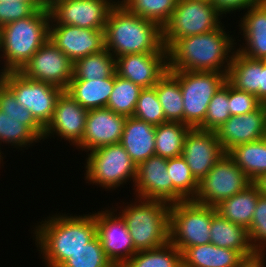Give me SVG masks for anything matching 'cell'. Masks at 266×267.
<instances>
[{
    "label": "cell",
    "instance_id": "6da1fadb",
    "mask_svg": "<svg viewBox=\"0 0 266 267\" xmlns=\"http://www.w3.org/2000/svg\"><path fill=\"white\" fill-rule=\"evenodd\" d=\"M224 28L175 40L167 48L168 70L227 74L237 44Z\"/></svg>",
    "mask_w": 266,
    "mask_h": 267
},
{
    "label": "cell",
    "instance_id": "7a4b0ae2",
    "mask_svg": "<svg viewBox=\"0 0 266 267\" xmlns=\"http://www.w3.org/2000/svg\"><path fill=\"white\" fill-rule=\"evenodd\" d=\"M55 213L35 225L33 237L45 267H60L75 251L96 236L94 212L83 215Z\"/></svg>",
    "mask_w": 266,
    "mask_h": 267
},
{
    "label": "cell",
    "instance_id": "3957f363",
    "mask_svg": "<svg viewBox=\"0 0 266 267\" xmlns=\"http://www.w3.org/2000/svg\"><path fill=\"white\" fill-rule=\"evenodd\" d=\"M104 48L115 58L127 54L167 52L162 42V28L130 12L119 0L107 17Z\"/></svg>",
    "mask_w": 266,
    "mask_h": 267
},
{
    "label": "cell",
    "instance_id": "277c9868",
    "mask_svg": "<svg viewBox=\"0 0 266 267\" xmlns=\"http://www.w3.org/2000/svg\"><path fill=\"white\" fill-rule=\"evenodd\" d=\"M48 7L37 9L31 16L12 21L0 28V73L19 71L49 39Z\"/></svg>",
    "mask_w": 266,
    "mask_h": 267
},
{
    "label": "cell",
    "instance_id": "5b68a950",
    "mask_svg": "<svg viewBox=\"0 0 266 267\" xmlns=\"http://www.w3.org/2000/svg\"><path fill=\"white\" fill-rule=\"evenodd\" d=\"M121 206L136 251L161 247L169 242L170 205L161 200L141 199ZM123 208V209H122Z\"/></svg>",
    "mask_w": 266,
    "mask_h": 267
},
{
    "label": "cell",
    "instance_id": "8992f818",
    "mask_svg": "<svg viewBox=\"0 0 266 267\" xmlns=\"http://www.w3.org/2000/svg\"><path fill=\"white\" fill-rule=\"evenodd\" d=\"M86 157V183L99 185L106 191L116 190L128 180L135 183L137 165L120 144L105 145L96 148Z\"/></svg>",
    "mask_w": 266,
    "mask_h": 267
},
{
    "label": "cell",
    "instance_id": "52a82bcc",
    "mask_svg": "<svg viewBox=\"0 0 266 267\" xmlns=\"http://www.w3.org/2000/svg\"><path fill=\"white\" fill-rule=\"evenodd\" d=\"M215 207L193 200L170 205L169 241L182 253L196 245L211 243L210 224Z\"/></svg>",
    "mask_w": 266,
    "mask_h": 267
},
{
    "label": "cell",
    "instance_id": "ba28073f",
    "mask_svg": "<svg viewBox=\"0 0 266 267\" xmlns=\"http://www.w3.org/2000/svg\"><path fill=\"white\" fill-rule=\"evenodd\" d=\"M223 15L207 0H177L167 24L162 28V42L167 49L175 40L218 29Z\"/></svg>",
    "mask_w": 266,
    "mask_h": 267
},
{
    "label": "cell",
    "instance_id": "9c48e42d",
    "mask_svg": "<svg viewBox=\"0 0 266 267\" xmlns=\"http://www.w3.org/2000/svg\"><path fill=\"white\" fill-rule=\"evenodd\" d=\"M43 135L44 128L30 111L17 102L13 92L0 80V145L3 142L23 150L40 142Z\"/></svg>",
    "mask_w": 266,
    "mask_h": 267
},
{
    "label": "cell",
    "instance_id": "30bf717a",
    "mask_svg": "<svg viewBox=\"0 0 266 267\" xmlns=\"http://www.w3.org/2000/svg\"><path fill=\"white\" fill-rule=\"evenodd\" d=\"M225 82L222 72L179 71L185 125L198 128L203 123L211 99Z\"/></svg>",
    "mask_w": 266,
    "mask_h": 267
},
{
    "label": "cell",
    "instance_id": "8fae6325",
    "mask_svg": "<svg viewBox=\"0 0 266 267\" xmlns=\"http://www.w3.org/2000/svg\"><path fill=\"white\" fill-rule=\"evenodd\" d=\"M0 80L13 92L17 102L30 111L44 128L51 120L56 101L64 90L24 77L18 71L0 73Z\"/></svg>",
    "mask_w": 266,
    "mask_h": 267
},
{
    "label": "cell",
    "instance_id": "7c38bea8",
    "mask_svg": "<svg viewBox=\"0 0 266 267\" xmlns=\"http://www.w3.org/2000/svg\"><path fill=\"white\" fill-rule=\"evenodd\" d=\"M252 183L228 153H224L207 175L199 181L193 201L215 207L223 200L245 190Z\"/></svg>",
    "mask_w": 266,
    "mask_h": 267
},
{
    "label": "cell",
    "instance_id": "4fadbf2b",
    "mask_svg": "<svg viewBox=\"0 0 266 267\" xmlns=\"http://www.w3.org/2000/svg\"><path fill=\"white\" fill-rule=\"evenodd\" d=\"M117 0H54L47 7L49 25H72L104 29L109 11Z\"/></svg>",
    "mask_w": 266,
    "mask_h": 267
},
{
    "label": "cell",
    "instance_id": "5bb4252c",
    "mask_svg": "<svg viewBox=\"0 0 266 267\" xmlns=\"http://www.w3.org/2000/svg\"><path fill=\"white\" fill-rule=\"evenodd\" d=\"M18 72L65 91L73 78V62L48 39Z\"/></svg>",
    "mask_w": 266,
    "mask_h": 267
},
{
    "label": "cell",
    "instance_id": "9a60e30c",
    "mask_svg": "<svg viewBox=\"0 0 266 267\" xmlns=\"http://www.w3.org/2000/svg\"><path fill=\"white\" fill-rule=\"evenodd\" d=\"M104 209V211L94 213L96 235L99 237L107 258L115 267H121L137 251L124 219L120 214L117 215L119 209L113 206L111 209Z\"/></svg>",
    "mask_w": 266,
    "mask_h": 267
},
{
    "label": "cell",
    "instance_id": "2e32d148",
    "mask_svg": "<svg viewBox=\"0 0 266 267\" xmlns=\"http://www.w3.org/2000/svg\"><path fill=\"white\" fill-rule=\"evenodd\" d=\"M87 114V109L63 91L56 101L51 120L44 127L42 141L56 135L76 147L82 141Z\"/></svg>",
    "mask_w": 266,
    "mask_h": 267
},
{
    "label": "cell",
    "instance_id": "e0dca14e",
    "mask_svg": "<svg viewBox=\"0 0 266 267\" xmlns=\"http://www.w3.org/2000/svg\"><path fill=\"white\" fill-rule=\"evenodd\" d=\"M224 153L214 131L190 128L185 136L182 156L198 182L207 175Z\"/></svg>",
    "mask_w": 266,
    "mask_h": 267
},
{
    "label": "cell",
    "instance_id": "ac0fdd59",
    "mask_svg": "<svg viewBox=\"0 0 266 267\" xmlns=\"http://www.w3.org/2000/svg\"><path fill=\"white\" fill-rule=\"evenodd\" d=\"M116 74L142 89L152 88L168 70L167 52L121 55L115 58Z\"/></svg>",
    "mask_w": 266,
    "mask_h": 267
},
{
    "label": "cell",
    "instance_id": "d6986e66",
    "mask_svg": "<svg viewBox=\"0 0 266 267\" xmlns=\"http://www.w3.org/2000/svg\"><path fill=\"white\" fill-rule=\"evenodd\" d=\"M135 197L174 203V186L167 170V159L151 156L137 166L133 184Z\"/></svg>",
    "mask_w": 266,
    "mask_h": 267
},
{
    "label": "cell",
    "instance_id": "ffe728a7",
    "mask_svg": "<svg viewBox=\"0 0 266 267\" xmlns=\"http://www.w3.org/2000/svg\"><path fill=\"white\" fill-rule=\"evenodd\" d=\"M49 39L72 62L104 49V29L49 25Z\"/></svg>",
    "mask_w": 266,
    "mask_h": 267
},
{
    "label": "cell",
    "instance_id": "44dd1931",
    "mask_svg": "<svg viewBox=\"0 0 266 267\" xmlns=\"http://www.w3.org/2000/svg\"><path fill=\"white\" fill-rule=\"evenodd\" d=\"M126 116L108 108L88 110L82 141L76 146L85 152L120 143Z\"/></svg>",
    "mask_w": 266,
    "mask_h": 267
},
{
    "label": "cell",
    "instance_id": "7402d4cb",
    "mask_svg": "<svg viewBox=\"0 0 266 267\" xmlns=\"http://www.w3.org/2000/svg\"><path fill=\"white\" fill-rule=\"evenodd\" d=\"M222 149L227 153L233 147L260 140L266 135V104L257 110L231 116L215 131Z\"/></svg>",
    "mask_w": 266,
    "mask_h": 267
},
{
    "label": "cell",
    "instance_id": "603a6c76",
    "mask_svg": "<svg viewBox=\"0 0 266 267\" xmlns=\"http://www.w3.org/2000/svg\"><path fill=\"white\" fill-rule=\"evenodd\" d=\"M240 19L243 46L236 50L253 60H266V0L252 5Z\"/></svg>",
    "mask_w": 266,
    "mask_h": 267
},
{
    "label": "cell",
    "instance_id": "cb8c5ba5",
    "mask_svg": "<svg viewBox=\"0 0 266 267\" xmlns=\"http://www.w3.org/2000/svg\"><path fill=\"white\" fill-rule=\"evenodd\" d=\"M156 126L133 116L127 117L120 144L138 166L155 155Z\"/></svg>",
    "mask_w": 266,
    "mask_h": 267
},
{
    "label": "cell",
    "instance_id": "d4e9b609",
    "mask_svg": "<svg viewBox=\"0 0 266 267\" xmlns=\"http://www.w3.org/2000/svg\"><path fill=\"white\" fill-rule=\"evenodd\" d=\"M211 243L218 247L238 251L244 258L256 254L249 239L248 230L215 213L210 224Z\"/></svg>",
    "mask_w": 266,
    "mask_h": 267
},
{
    "label": "cell",
    "instance_id": "484cf974",
    "mask_svg": "<svg viewBox=\"0 0 266 267\" xmlns=\"http://www.w3.org/2000/svg\"><path fill=\"white\" fill-rule=\"evenodd\" d=\"M244 259L238 251L213 243L188 247L182 253L183 267H237Z\"/></svg>",
    "mask_w": 266,
    "mask_h": 267
},
{
    "label": "cell",
    "instance_id": "4316f807",
    "mask_svg": "<svg viewBox=\"0 0 266 267\" xmlns=\"http://www.w3.org/2000/svg\"><path fill=\"white\" fill-rule=\"evenodd\" d=\"M114 82L115 73L110 77L93 81L72 79L65 92L87 110L106 108Z\"/></svg>",
    "mask_w": 266,
    "mask_h": 267
},
{
    "label": "cell",
    "instance_id": "83f0119b",
    "mask_svg": "<svg viewBox=\"0 0 266 267\" xmlns=\"http://www.w3.org/2000/svg\"><path fill=\"white\" fill-rule=\"evenodd\" d=\"M261 195L259 186L253 182L245 190L220 202L215 209L223 218L248 229Z\"/></svg>",
    "mask_w": 266,
    "mask_h": 267
},
{
    "label": "cell",
    "instance_id": "f1b7e54d",
    "mask_svg": "<svg viewBox=\"0 0 266 267\" xmlns=\"http://www.w3.org/2000/svg\"><path fill=\"white\" fill-rule=\"evenodd\" d=\"M263 60L247 58L235 51L226 74V81L235 89L252 93L260 101V70Z\"/></svg>",
    "mask_w": 266,
    "mask_h": 267
},
{
    "label": "cell",
    "instance_id": "f546056e",
    "mask_svg": "<svg viewBox=\"0 0 266 267\" xmlns=\"http://www.w3.org/2000/svg\"><path fill=\"white\" fill-rule=\"evenodd\" d=\"M154 88L166 122L184 123V103L179 85V71L167 70Z\"/></svg>",
    "mask_w": 266,
    "mask_h": 267
},
{
    "label": "cell",
    "instance_id": "4dcf8cb0",
    "mask_svg": "<svg viewBox=\"0 0 266 267\" xmlns=\"http://www.w3.org/2000/svg\"><path fill=\"white\" fill-rule=\"evenodd\" d=\"M227 153L252 182L255 183L266 174L265 137L253 142L239 144Z\"/></svg>",
    "mask_w": 266,
    "mask_h": 267
},
{
    "label": "cell",
    "instance_id": "1f68e13d",
    "mask_svg": "<svg viewBox=\"0 0 266 267\" xmlns=\"http://www.w3.org/2000/svg\"><path fill=\"white\" fill-rule=\"evenodd\" d=\"M115 57L106 49L73 62V78L93 81L115 73Z\"/></svg>",
    "mask_w": 266,
    "mask_h": 267
},
{
    "label": "cell",
    "instance_id": "d6a6232c",
    "mask_svg": "<svg viewBox=\"0 0 266 267\" xmlns=\"http://www.w3.org/2000/svg\"><path fill=\"white\" fill-rule=\"evenodd\" d=\"M190 127L179 122L156 126L155 155L169 159L182 156L183 143Z\"/></svg>",
    "mask_w": 266,
    "mask_h": 267
},
{
    "label": "cell",
    "instance_id": "836d02e7",
    "mask_svg": "<svg viewBox=\"0 0 266 267\" xmlns=\"http://www.w3.org/2000/svg\"><path fill=\"white\" fill-rule=\"evenodd\" d=\"M121 267H183L182 252L169 241L158 248L137 251Z\"/></svg>",
    "mask_w": 266,
    "mask_h": 267
},
{
    "label": "cell",
    "instance_id": "e575fe53",
    "mask_svg": "<svg viewBox=\"0 0 266 267\" xmlns=\"http://www.w3.org/2000/svg\"><path fill=\"white\" fill-rule=\"evenodd\" d=\"M167 170L174 186V203L194 200L199 182L194 178L183 156L167 159Z\"/></svg>",
    "mask_w": 266,
    "mask_h": 267
},
{
    "label": "cell",
    "instance_id": "d590c367",
    "mask_svg": "<svg viewBox=\"0 0 266 267\" xmlns=\"http://www.w3.org/2000/svg\"><path fill=\"white\" fill-rule=\"evenodd\" d=\"M130 12L163 28L174 12L177 0H120Z\"/></svg>",
    "mask_w": 266,
    "mask_h": 267
},
{
    "label": "cell",
    "instance_id": "8d00e7d4",
    "mask_svg": "<svg viewBox=\"0 0 266 267\" xmlns=\"http://www.w3.org/2000/svg\"><path fill=\"white\" fill-rule=\"evenodd\" d=\"M141 90L139 85L119 77L115 72L113 91L106 108L126 117L133 116Z\"/></svg>",
    "mask_w": 266,
    "mask_h": 267
},
{
    "label": "cell",
    "instance_id": "74e56055",
    "mask_svg": "<svg viewBox=\"0 0 266 267\" xmlns=\"http://www.w3.org/2000/svg\"><path fill=\"white\" fill-rule=\"evenodd\" d=\"M60 267H115L107 258L96 235L83 248L75 251Z\"/></svg>",
    "mask_w": 266,
    "mask_h": 267
},
{
    "label": "cell",
    "instance_id": "f35d334b",
    "mask_svg": "<svg viewBox=\"0 0 266 267\" xmlns=\"http://www.w3.org/2000/svg\"><path fill=\"white\" fill-rule=\"evenodd\" d=\"M230 117L228 82L226 81L211 99L206 117L198 128L215 132Z\"/></svg>",
    "mask_w": 266,
    "mask_h": 267
},
{
    "label": "cell",
    "instance_id": "ab89813d",
    "mask_svg": "<svg viewBox=\"0 0 266 267\" xmlns=\"http://www.w3.org/2000/svg\"><path fill=\"white\" fill-rule=\"evenodd\" d=\"M133 117L154 126L166 122L162 106L154 87L141 90Z\"/></svg>",
    "mask_w": 266,
    "mask_h": 267
},
{
    "label": "cell",
    "instance_id": "60d3db41",
    "mask_svg": "<svg viewBox=\"0 0 266 267\" xmlns=\"http://www.w3.org/2000/svg\"><path fill=\"white\" fill-rule=\"evenodd\" d=\"M247 230L254 251L266 254V196L261 195L258 198L251 225Z\"/></svg>",
    "mask_w": 266,
    "mask_h": 267
},
{
    "label": "cell",
    "instance_id": "b9f144b4",
    "mask_svg": "<svg viewBox=\"0 0 266 267\" xmlns=\"http://www.w3.org/2000/svg\"><path fill=\"white\" fill-rule=\"evenodd\" d=\"M228 99L230 106V115H243L257 110L262 103L256 95L235 89L228 83Z\"/></svg>",
    "mask_w": 266,
    "mask_h": 267
},
{
    "label": "cell",
    "instance_id": "7bdbcfd3",
    "mask_svg": "<svg viewBox=\"0 0 266 267\" xmlns=\"http://www.w3.org/2000/svg\"><path fill=\"white\" fill-rule=\"evenodd\" d=\"M37 8L30 2L5 1L0 2V28L12 21L31 16Z\"/></svg>",
    "mask_w": 266,
    "mask_h": 267
},
{
    "label": "cell",
    "instance_id": "ee69618b",
    "mask_svg": "<svg viewBox=\"0 0 266 267\" xmlns=\"http://www.w3.org/2000/svg\"><path fill=\"white\" fill-rule=\"evenodd\" d=\"M263 0H210L212 4L216 6L218 11L226 16V14L233 13L235 11L240 12L249 8L252 5L258 4Z\"/></svg>",
    "mask_w": 266,
    "mask_h": 267
},
{
    "label": "cell",
    "instance_id": "f6af8a7d",
    "mask_svg": "<svg viewBox=\"0 0 266 267\" xmlns=\"http://www.w3.org/2000/svg\"><path fill=\"white\" fill-rule=\"evenodd\" d=\"M265 255V253H256L249 258H245L237 267H266Z\"/></svg>",
    "mask_w": 266,
    "mask_h": 267
},
{
    "label": "cell",
    "instance_id": "bcb514c9",
    "mask_svg": "<svg viewBox=\"0 0 266 267\" xmlns=\"http://www.w3.org/2000/svg\"><path fill=\"white\" fill-rule=\"evenodd\" d=\"M260 102L266 104V60H263V68L260 70Z\"/></svg>",
    "mask_w": 266,
    "mask_h": 267
},
{
    "label": "cell",
    "instance_id": "7dc6e473",
    "mask_svg": "<svg viewBox=\"0 0 266 267\" xmlns=\"http://www.w3.org/2000/svg\"><path fill=\"white\" fill-rule=\"evenodd\" d=\"M5 1H13V0H0V2H5ZM15 1V0H14ZM17 1V0H16ZM18 1H23V2H30L32 3L37 9H42L46 8L47 5L42 1V0H18Z\"/></svg>",
    "mask_w": 266,
    "mask_h": 267
},
{
    "label": "cell",
    "instance_id": "c3c4849f",
    "mask_svg": "<svg viewBox=\"0 0 266 267\" xmlns=\"http://www.w3.org/2000/svg\"><path fill=\"white\" fill-rule=\"evenodd\" d=\"M255 183L259 186L262 195L266 196V174L259 178Z\"/></svg>",
    "mask_w": 266,
    "mask_h": 267
},
{
    "label": "cell",
    "instance_id": "681fc988",
    "mask_svg": "<svg viewBox=\"0 0 266 267\" xmlns=\"http://www.w3.org/2000/svg\"><path fill=\"white\" fill-rule=\"evenodd\" d=\"M47 6L54 0H42Z\"/></svg>",
    "mask_w": 266,
    "mask_h": 267
},
{
    "label": "cell",
    "instance_id": "f907efd6",
    "mask_svg": "<svg viewBox=\"0 0 266 267\" xmlns=\"http://www.w3.org/2000/svg\"><path fill=\"white\" fill-rule=\"evenodd\" d=\"M2 152H1V148H0V166H1V163L3 162V155L1 154ZM2 160V161H1Z\"/></svg>",
    "mask_w": 266,
    "mask_h": 267
}]
</instances>
